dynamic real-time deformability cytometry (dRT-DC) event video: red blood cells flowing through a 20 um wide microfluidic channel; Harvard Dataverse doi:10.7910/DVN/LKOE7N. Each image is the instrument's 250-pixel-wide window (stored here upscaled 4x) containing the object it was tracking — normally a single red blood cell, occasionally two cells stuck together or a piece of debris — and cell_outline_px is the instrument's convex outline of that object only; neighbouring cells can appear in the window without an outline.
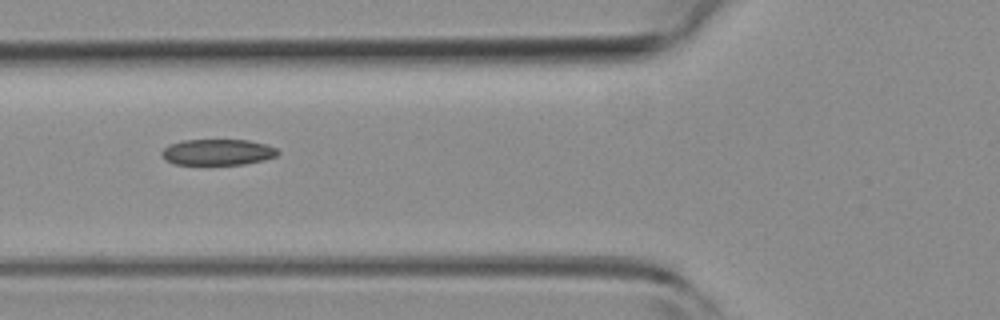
{"species": "common noctule bat (a hibernating species)", "species_latin": "Nyctalus noctula", "temperature_condition": "room temperature", "stored_images_in_passage": 7, "camera_frame_rate_fps": 3000, "um_per_image_px": 0.085, "animal": {"sex": "female", "body_mass_g": 19.3, "forearm_length_mm": 54.1}, "frame": {"image": 1, "passage_image": 5, "time_ms": 1.333, "image_size_px": [1000, 320], "cell_outline_px": [[280, 152], [276, 156], [264, 160], [244, 164], [172, 164], [160, 156], [160, 152], [168, 144], [180, 140], [248, 140], [264, 144], [276, 148]], "centroid_in_image_um": [18.45, 12.93], "position_along_channel_um": 107.4, "area_um2": 17.69}}
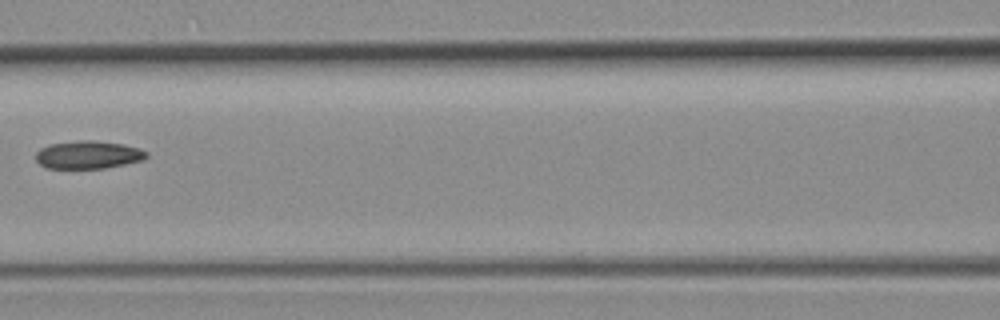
{"frame": {"image": 2, "passage_image": 6, "time_ms": 1.667, "image_size_px": [1000, 320], "cell_outline_px": [[148, 156], [144, 160], [104, 168], [48, 168], [40, 164], [36, 160], [36, 152], [40, 148], [48, 144], [80, 140], [92, 140], [124, 144], [140, 148], [148, 152]], "centroid_in_image_um": [7.51, 13.15], "position_along_channel_um": 159.1, "area_um2": 18.09}}
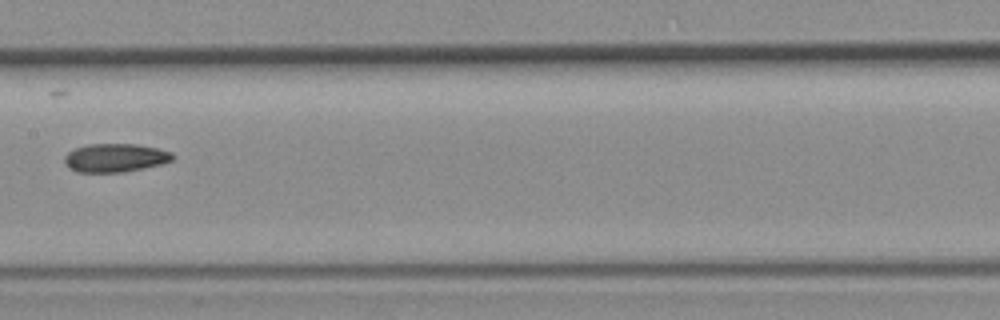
{"frame": {"image": 3, "passage_image": 7, "time_ms": 2.0, "image_size_px": [1000, 320], "cell_outline_px": [[176, 156], [172, 160], [160, 164], [144, 168], [124, 172], [76, 172], [68, 168], [64, 164], [64, 156], [68, 152], [76, 148], [88, 144], [136, 144], [156, 148], [172, 152]], "centroid_in_image_um": [9.77, 13.42], "position_along_channel_um": 197.6, "area_um2": 18.03}}